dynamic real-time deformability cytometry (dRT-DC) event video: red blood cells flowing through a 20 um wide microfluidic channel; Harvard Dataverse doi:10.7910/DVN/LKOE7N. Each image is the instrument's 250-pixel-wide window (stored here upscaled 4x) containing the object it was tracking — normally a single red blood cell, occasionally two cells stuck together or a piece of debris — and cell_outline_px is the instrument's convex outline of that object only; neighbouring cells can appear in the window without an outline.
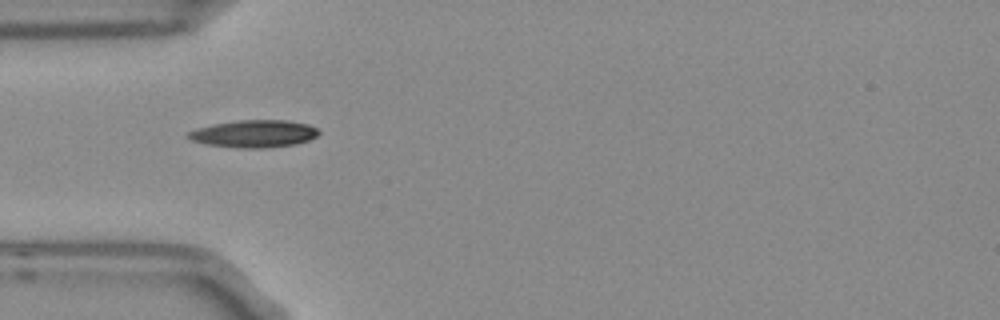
{"species": "Egyptian fruit bat (a non-hibernating species)", "species_latin": "Rousettus aegyptiacus", "temperature_condition": "room temperature", "stored_images_in_passage": 5, "camera_frame_rate_fps": 3000, "um_per_image_px": 0.085, "frame": {"image": 1, "passage_image": 3, "time_ms": 0.667, "image_size_px": [1000, 320], "cell_outline_px": [[320, 132], [316, 136], [308, 140], [296, 144], [264, 148], [240, 148], [208, 144], [192, 140], [188, 136], [188, 132], [212, 124], [236, 120], [288, 120], [308, 124], [316, 128]], "centroid_in_image_um": [21.63, 11.36], "position_along_channel_um": 63.4, "area_um2": 20.63}}
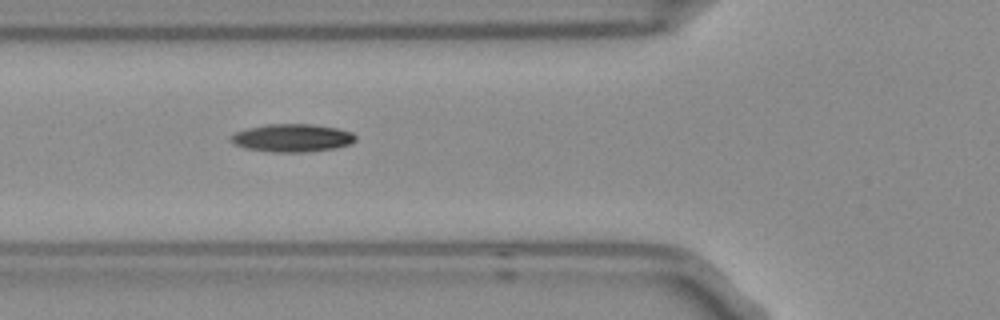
{"frame": {"image": 2, "passage_image": 4, "time_ms": 1.0, "image_size_px": [1000, 320], "cell_outline_px": [[356, 140], [348, 144], [332, 148], [304, 152], [272, 152], [244, 148], [236, 144], [232, 140], [232, 136], [236, 132], [248, 128], [268, 124], [312, 124], [336, 128], [352, 132], [356, 136]], "centroid_in_image_um": [24.85, 11.72], "position_along_channel_um": 101.0, "area_um2": 19.94}}